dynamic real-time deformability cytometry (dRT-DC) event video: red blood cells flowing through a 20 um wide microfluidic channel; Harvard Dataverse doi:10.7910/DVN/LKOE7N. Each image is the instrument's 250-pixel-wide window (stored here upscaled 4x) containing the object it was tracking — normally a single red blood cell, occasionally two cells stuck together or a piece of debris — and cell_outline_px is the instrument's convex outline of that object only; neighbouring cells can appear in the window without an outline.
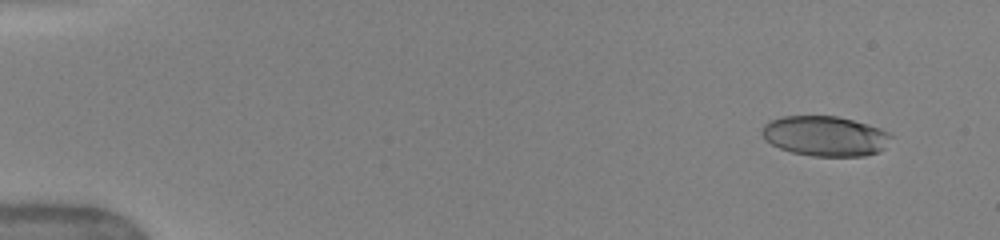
{"species": "human", "species_latin": "Homo sapiens", "temperature_condition": "warm", "stored_images_in_passage": 16, "camera_frame_rate_fps": 3000, "um_per_image_px": 0.085, "donor": {"sex": "female"}, "frame": {"image": 1, "passage_image": 3, "time_ms": 1.0, "image_size_px": [1000, 240], "cell_outline_px": [[892, 136], [884, 148], [880, 152], [864, 156], [812, 156], [792, 152], [780, 148], [764, 140], [760, 132], [764, 124], [772, 120], [784, 116], [836, 116], [868, 124], [880, 128], [888, 132]], "centroid_in_image_um": [70.13, 11.57], "position_along_channel_um": 14.9, "area_um2": 30.17}}
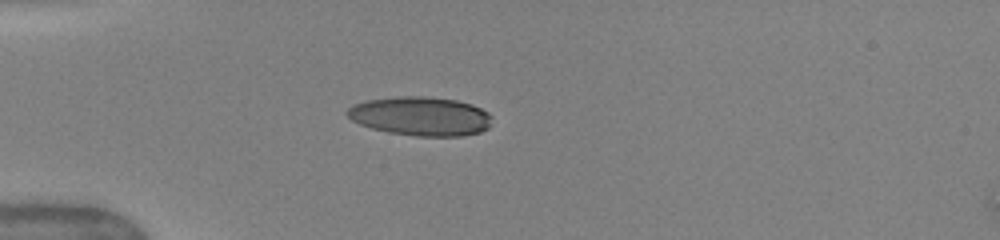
{"frame": {"image": 2, "passage_image": 9, "time_ms": 4.667, "image_size_px": [1000, 240], "cell_outline_px": [[492, 116], [488, 128], [480, 132], [460, 136], [416, 136], [388, 132], [372, 128], [360, 124], [352, 120], [344, 112], [352, 104], [368, 100], [400, 96], [424, 96], [456, 100], [472, 104], [488, 112]], "centroid_in_image_um": [35.74, 9.87], "position_along_channel_um": 49.3, "area_um2": 32.89}}